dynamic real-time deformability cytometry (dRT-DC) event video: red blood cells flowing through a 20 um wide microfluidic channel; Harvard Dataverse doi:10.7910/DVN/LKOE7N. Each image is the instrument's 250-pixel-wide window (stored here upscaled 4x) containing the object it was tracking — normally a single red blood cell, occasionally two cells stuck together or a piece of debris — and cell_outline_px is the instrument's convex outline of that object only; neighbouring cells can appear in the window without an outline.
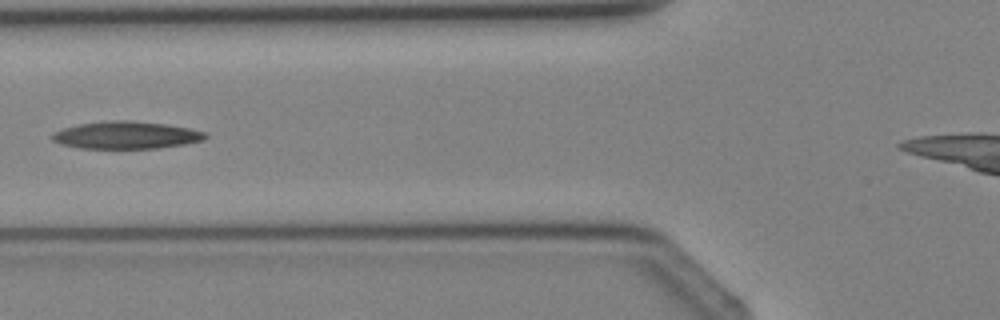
{"species": "Egyptian fruit bat (a non-hibernating species)", "species_latin": "Rousettus aegyptiacus", "temperature_condition": "cold", "stored_images_in_passage": 3, "camera_frame_rate_fps": 3000, "um_per_image_px": 0.085, "animal": {"sex": "female"}, "frame": {"image": 1, "passage_image": 3, "time_ms": 3.333, "image_size_px": [1000, 320], "cell_outline_px": [[208, 136], [204, 140], [184, 144], [156, 148], [80, 148], [60, 144], [52, 140], [52, 132], [64, 128], [80, 124], [108, 120], [128, 120], [164, 124], [188, 128], [208, 132]], "centroid_in_image_um": [10.73, 11.48], "position_along_channel_um": 115.1, "area_um2": 24.39}}